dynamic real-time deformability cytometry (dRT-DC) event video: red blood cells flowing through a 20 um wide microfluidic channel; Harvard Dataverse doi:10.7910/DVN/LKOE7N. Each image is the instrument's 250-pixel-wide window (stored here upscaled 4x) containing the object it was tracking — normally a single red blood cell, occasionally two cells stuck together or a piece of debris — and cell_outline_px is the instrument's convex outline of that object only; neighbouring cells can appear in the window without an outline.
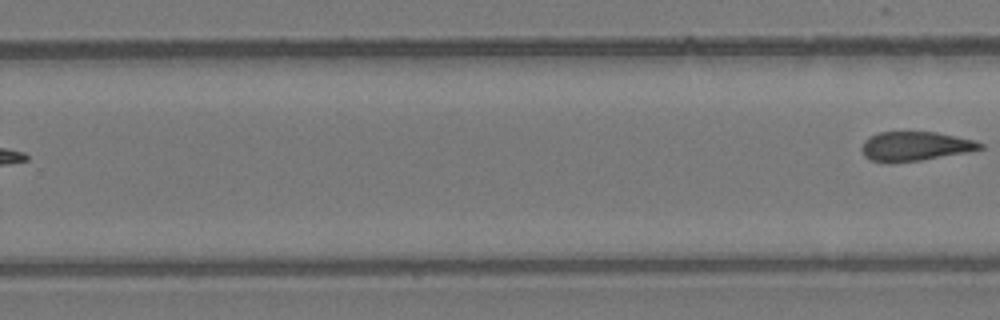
{"species": "common noctule bat (a hibernating species)", "species_latin": "Nyctalus noctula", "temperature_condition": "room temperature", "stored_images_in_passage": 11, "segment_of_instrument_passage": [2, 2], "camera_frame_rate_fps": 3000, "um_per_image_px": 0.085, "animal": {"sex": "female", "body_mass_g": 24.6, "forearm_length_mm": 56.2}, "frame": {"image": 1, "passage_image": 11, "time_ms": 3.333, "image_size_px": [1000, 320], "cell_outline_px": [[984, 148], [972, 152], [920, 160], [892, 164], [888, 164], [872, 160], [864, 156], [860, 148], [864, 140], [868, 136], [880, 132], [936, 132], [976, 140], [984, 144]], "centroid_in_image_um": [77.79, 12.44], "position_along_channel_um": 252.0, "area_um2": 20.69}}